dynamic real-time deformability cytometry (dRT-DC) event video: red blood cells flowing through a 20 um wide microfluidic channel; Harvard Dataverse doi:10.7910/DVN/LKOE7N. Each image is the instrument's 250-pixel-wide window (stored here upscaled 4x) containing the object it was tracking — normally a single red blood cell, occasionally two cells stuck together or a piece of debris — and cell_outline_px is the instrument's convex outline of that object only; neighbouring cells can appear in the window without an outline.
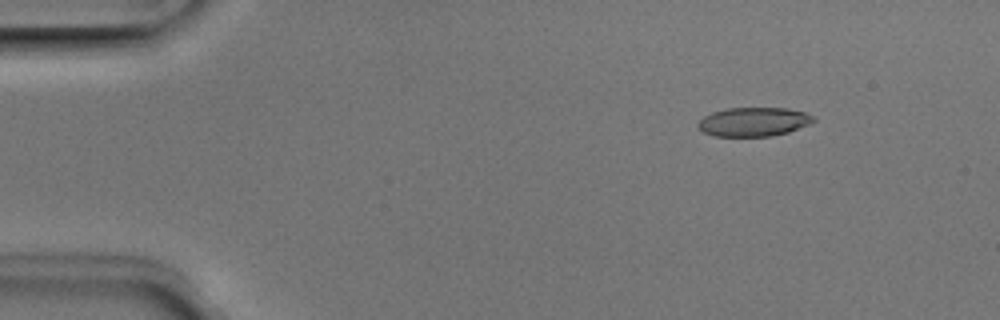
{"species": "Egyptian fruit bat (a non-hibernating species)", "species_latin": "Rousettus aegyptiacus", "temperature_condition": "room temperature", "stored_images_in_passage": 5, "camera_frame_rate_fps": 3000, "um_per_image_px": 0.085, "animal": {"sex": "male"}, "frame": {"image": 1, "passage_image": 2, "time_ms": 0.333, "image_size_px": [1000, 320], "cell_outline_px": [[816, 120], [808, 124], [788, 132], [772, 136], [716, 136], [704, 132], [696, 124], [704, 116], [712, 112], [728, 108], [784, 108], [804, 112], [812, 116]], "centroid_in_image_um": [64.04, 10.35], "position_along_channel_um": 21.0, "area_um2": 19.25}}
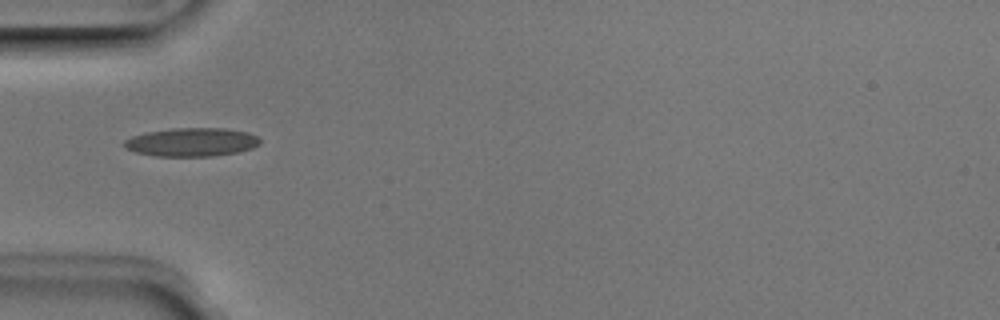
{"frame": {"image": 2, "passage_image": 5, "time_ms": 1.333, "image_size_px": [1000, 320], "cell_outline_px": [[260, 144], [252, 148], [236, 152], [212, 156], [156, 156], [136, 152], [124, 148], [124, 140], [132, 136], [144, 132], [172, 128], [224, 128], [248, 132], [256, 136], [260, 140]], "centroid_in_image_um": [16.26, 12.07], "position_along_channel_um": 68.7, "area_um2": 22.6}}